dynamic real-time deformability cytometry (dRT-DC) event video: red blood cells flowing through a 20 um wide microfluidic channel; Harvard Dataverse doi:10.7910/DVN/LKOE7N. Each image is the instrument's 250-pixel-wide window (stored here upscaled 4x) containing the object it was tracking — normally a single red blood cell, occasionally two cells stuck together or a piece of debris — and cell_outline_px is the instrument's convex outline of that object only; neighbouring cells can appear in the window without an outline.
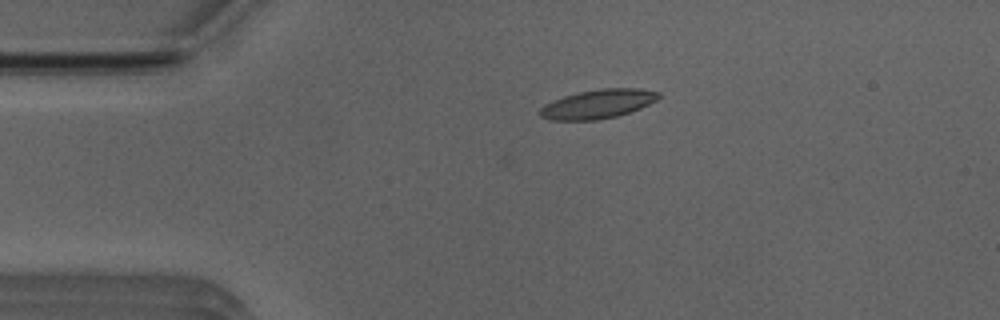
{"species": "Egyptian fruit bat (a non-hibernating species)", "species_latin": "Rousettus aegyptiacus", "temperature_condition": "room temperature", "stored_images_in_passage": 43, "camera_frame_rate_fps": 3000, "um_per_image_px": 0.085, "animal": {"sex": "male"}, "frame": {"image": 1, "passage_image": 2, "time_ms": 0.333, "image_size_px": [1000, 320], "cell_outline_px": [[660, 96], [656, 100], [640, 108], [616, 116], [596, 120], [552, 120], [540, 116], [536, 112], [544, 104], [552, 100], [564, 96], [580, 92], [600, 88], [636, 88], [660, 92]], "centroid_in_image_um": [50.77, 8.84], "position_along_channel_um": 34.2, "area_um2": 20.0}}
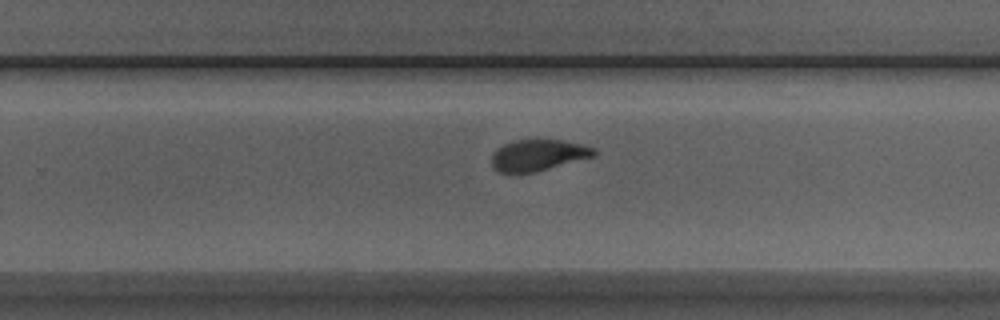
{"frame": {"image": 2, "passage_image": 24, "time_ms": 7.667, "image_size_px": [1000, 320], "cell_outline_px": [[596, 156], [536, 172], [500, 172], [492, 164], [492, 156], [496, 148], [512, 140], [564, 140], [596, 148]], "centroid_in_image_um": [45.78, 13.18], "position_along_channel_um": 284.0, "area_um2": 18.61}}
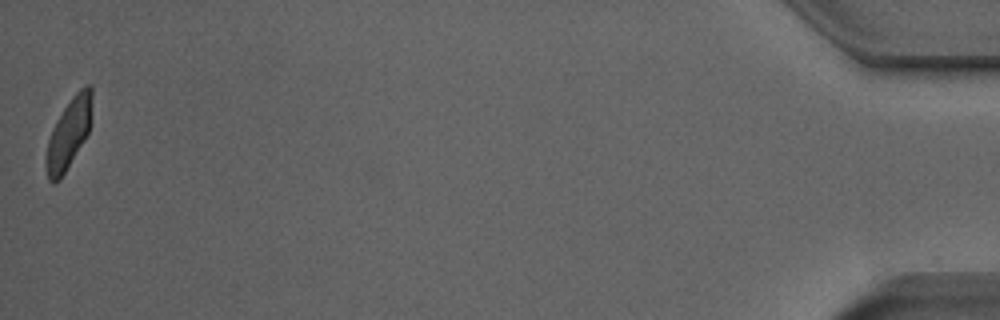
{"frame": {"image": 3, "passage_image": 43, "time_ms": 14.0, "image_size_px": [1000, 320], "cell_outline_px": [[92, 96], [88, 132], [84, 140], [60, 180], [52, 184], [48, 180], [44, 160], [48, 140], [52, 128], [56, 120], [72, 96], [80, 88], [88, 84], [92, 88]], "centroid_in_image_um": [5.8, 11.38], "position_along_channel_um": 429.4, "area_um2": 18.61}, "authors_computed_cell_mechanics": {"area_um2": 19.4786, "velocity_mm_per_s": 3.9257, "shape_relaxation_time_tau1_ms": 3.6368, "shape_relaxation_time_tau2_ms": 1.5552, "deformation_change_tau1": 0.1618, "deformation_change_tau2": 0.083}}